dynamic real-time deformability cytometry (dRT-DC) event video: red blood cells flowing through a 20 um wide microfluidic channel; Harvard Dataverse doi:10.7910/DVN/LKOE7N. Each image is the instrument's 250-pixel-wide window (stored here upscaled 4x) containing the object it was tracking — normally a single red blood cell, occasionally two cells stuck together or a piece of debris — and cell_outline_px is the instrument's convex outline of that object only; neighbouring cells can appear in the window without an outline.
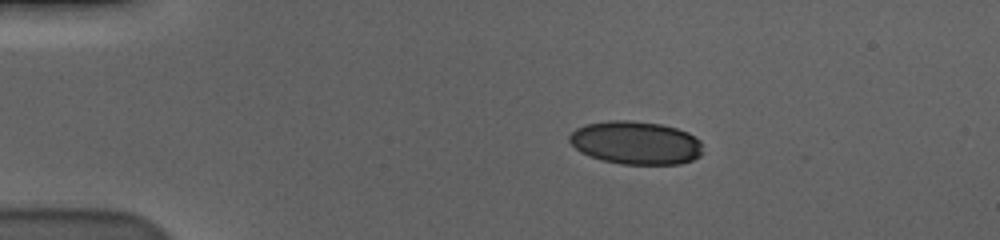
{"species": "human", "species_latin": "Homo sapiens", "temperature_condition": "cold", "stored_images_in_passage": 47, "camera_frame_rate_fps": 3000, "um_per_image_px": 0.085, "donor": {"sex": "male"}, "frame": {"image": 1, "passage_image": 1, "time_ms": 0.0, "image_size_px": [1000, 240], "cell_outline_px": [[704, 152], [700, 156], [692, 160], [680, 164], [620, 164], [604, 160], [580, 152], [568, 140], [568, 136], [576, 128], [588, 124], [608, 120], [632, 120], [660, 124], [676, 128], [688, 132], [700, 140]], "centroid_in_image_um": [54.07, 12.13], "position_along_channel_um": 30.9, "area_um2": 33.64}}
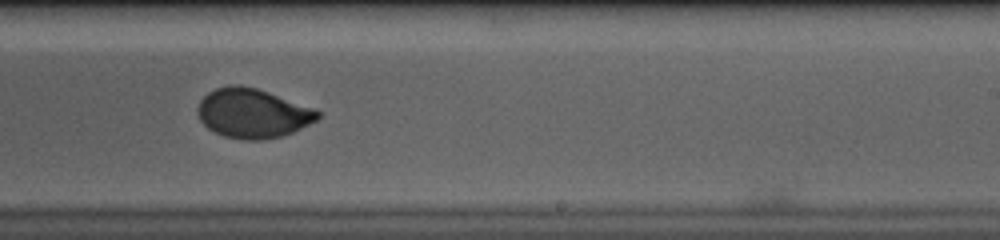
{"frame": {"image": 2, "passage_image": 26, "time_ms": 8.333, "image_size_px": [1000, 240], "cell_outline_px": [[320, 116], [316, 120], [292, 132], [280, 136], [264, 140], [244, 140], [224, 136], [208, 128], [200, 120], [196, 112], [196, 108], [200, 100], [208, 92], [216, 88], [228, 84], [240, 84], [256, 88], [316, 108], [320, 112]], "centroid_in_image_um": [21.45, 9.61], "position_along_channel_um": 267.5, "area_um2": 34.68}}
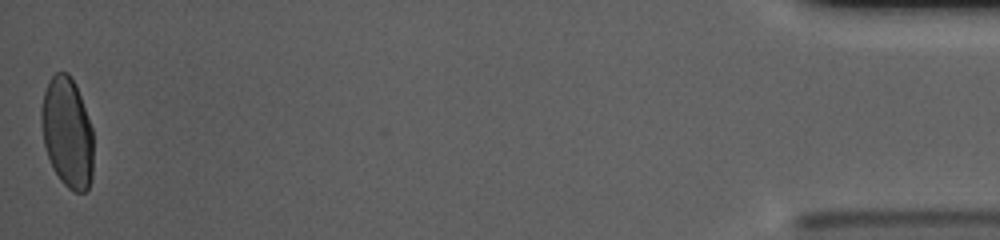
{"frame": {"image": 3, "passage_image": 47, "time_ms": 15.333, "image_size_px": [1000, 240], "cell_outline_px": [[92, 176], [88, 188], [84, 192], [72, 192], [60, 180], [52, 168], [44, 144], [40, 120], [40, 108], [44, 92], [48, 80], [56, 72], [68, 72], [76, 84], [92, 128]], "centroid_in_image_um": [5.7, 11.25], "position_along_channel_um": 429.5, "area_um2": 33.64}, "authors_computed_cell_mechanics": {"area_um2": 34.6222, "velocity_mm_per_s": 3.6004, "shape_relaxation_time_tau1_ms": 7.2756, "shape_relaxation_time_tau2_ms": null, "deformation_change_tau1": 0.1706, "deformation_change_tau2": null}}